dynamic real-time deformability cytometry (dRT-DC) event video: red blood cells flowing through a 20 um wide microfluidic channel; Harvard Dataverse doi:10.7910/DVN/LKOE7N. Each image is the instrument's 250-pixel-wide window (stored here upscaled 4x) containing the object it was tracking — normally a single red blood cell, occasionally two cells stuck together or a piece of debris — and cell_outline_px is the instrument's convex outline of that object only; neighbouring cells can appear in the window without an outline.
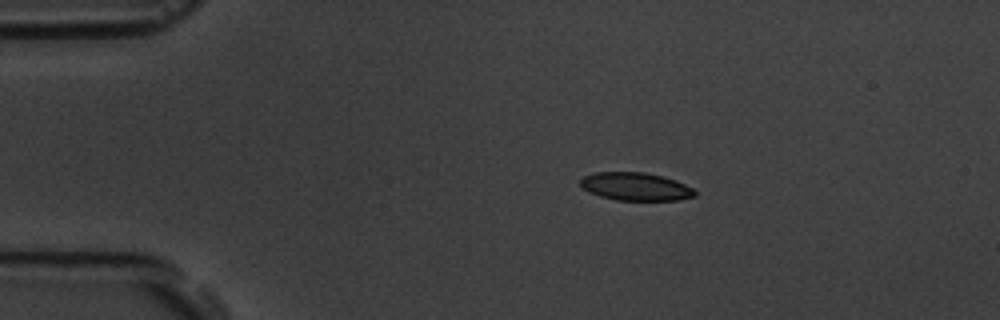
{"species": "common noctule bat (a hibernating species)", "species_latin": "Nyctalus noctula", "temperature_condition": "room temperature", "stored_images_in_passage": 4, "camera_frame_rate_fps": 3000, "um_per_image_px": 0.085, "animal": {"sex": "male", "body_mass_g": 19.5, "forearm_length_mm": 54.6}, "frame": {"image": 1, "passage_image": 2, "time_ms": 1.333, "image_size_px": [1000, 320], "cell_outline_px": [[696, 196], [680, 200], [616, 200], [600, 196], [588, 192], [580, 188], [580, 180], [584, 176], [596, 172], [644, 172], [664, 176], [676, 180], [692, 188], [696, 192]], "centroid_in_image_um": [54.01, 15.86], "position_along_channel_um": 31.0, "area_um2": 18.84}}